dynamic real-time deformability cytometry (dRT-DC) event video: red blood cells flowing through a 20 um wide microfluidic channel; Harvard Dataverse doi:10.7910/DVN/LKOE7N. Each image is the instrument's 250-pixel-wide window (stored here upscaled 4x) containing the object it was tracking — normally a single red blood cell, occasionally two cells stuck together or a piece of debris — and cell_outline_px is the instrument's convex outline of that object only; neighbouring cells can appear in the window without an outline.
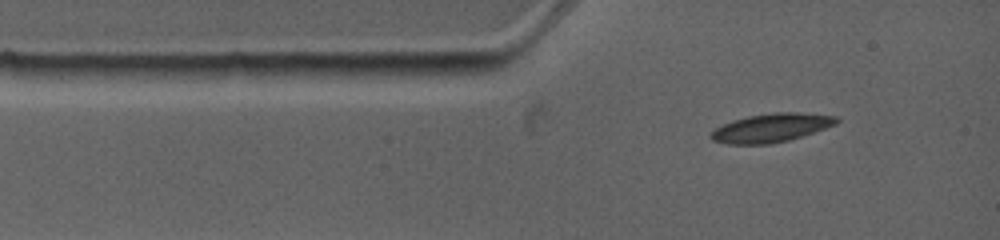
{"species": "common noctule bat (a hibernating species)", "species_latin": "Nyctalus noctula", "temperature_condition": "warm", "stored_images_in_passage": 4, "camera_frame_rate_fps": 4500, "um_per_image_px": 0.085, "animal": {"sex": "female", "body_mass_g": 19.0, "forearm_length_mm": 53.3}, "frame": {"image": 1, "passage_image": 1, "time_ms": 0.0, "image_size_px": [1000, 240], "cell_outline_px": [[840, 120], [836, 124], [788, 140], [768, 144], [728, 144], [712, 140], [708, 136], [716, 128], [732, 120], [748, 116], [772, 112], [800, 112], [836, 116]], "centroid_in_image_um": [65.53, 10.85], "position_along_channel_um": 19.5, "area_um2": 20.75}}